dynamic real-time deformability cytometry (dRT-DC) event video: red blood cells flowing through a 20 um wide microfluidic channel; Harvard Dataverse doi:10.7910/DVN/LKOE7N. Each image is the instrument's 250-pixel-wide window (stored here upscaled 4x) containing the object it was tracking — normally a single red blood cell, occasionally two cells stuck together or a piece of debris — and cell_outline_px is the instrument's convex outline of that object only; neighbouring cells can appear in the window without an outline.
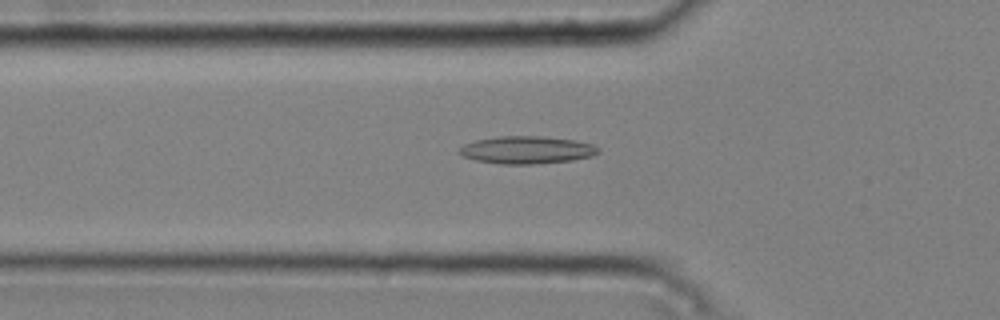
{"species": "common noctule bat (a hibernating species)", "species_latin": "Nyctalus noctula", "temperature_condition": "cold", "stored_images_in_passage": 49, "camera_frame_rate_fps": 3000, "um_per_image_px": 0.085, "animal": {"sex": "male", "body_mass_g": 20.4}, "frame": {"image": 1, "passage_image": 18, "time_ms": 5.667, "image_size_px": [1000, 320], "cell_outline_px": [[600, 152], [592, 156], [572, 160], [536, 164], [500, 164], [476, 160], [464, 156], [456, 152], [464, 144], [476, 140], [500, 136], [540, 136], [572, 140], [592, 144], [600, 148]], "centroid_in_image_um": [44.77, 12.75], "position_along_channel_um": 81.0, "area_um2": 22.25}}
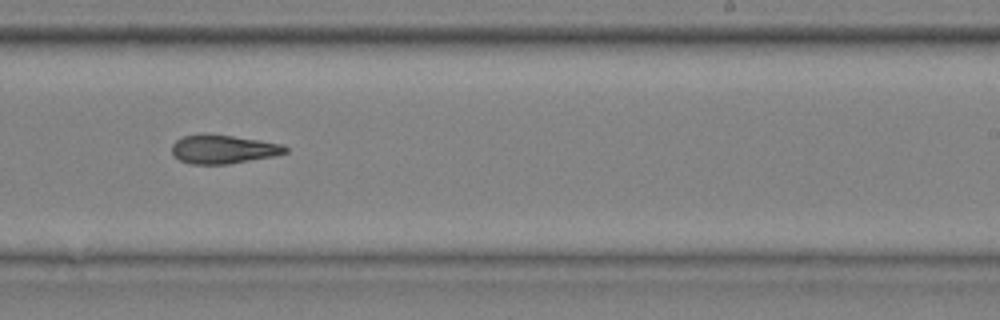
{"frame": {"image": 2, "passage_image": 33, "time_ms": 10.667, "image_size_px": [1000, 320], "cell_outline_px": [[288, 152], [276, 156], [228, 164], [192, 164], [180, 160], [172, 152], [172, 144], [176, 140], [184, 136], [200, 132], [208, 132], [260, 140], [284, 144], [288, 148]], "centroid_in_image_um": [19.0, 12.66], "position_along_channel_um": 270.0, "area_um2": 19.42}}
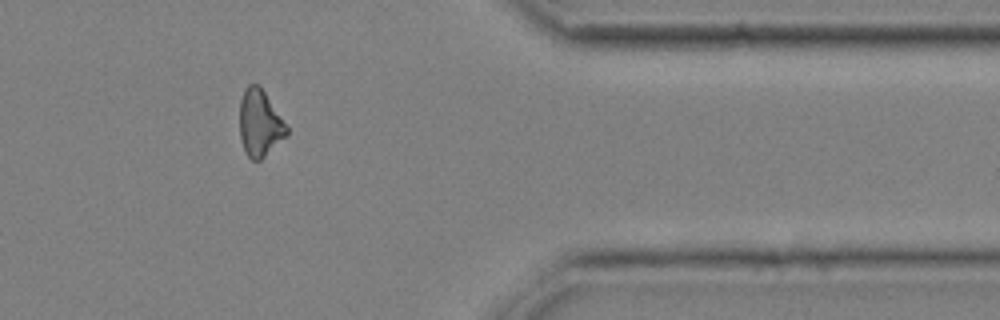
{"frame": {"image": 3, "passage_image": 44, "time_ms": 14.333, "image_size_px": [1000, 320], "cell_outline_px": [[288, 136], [260, 160], [252, 160], [244, 152], [240, 136], [240, 100], [244, 88], [248, 84], [256, 84], [264, 92], [288, 128]], "centroid_in_image_um": [22.07, 10.5], "position_along_channel_um": 389.3, "area_um2": 18.15}}